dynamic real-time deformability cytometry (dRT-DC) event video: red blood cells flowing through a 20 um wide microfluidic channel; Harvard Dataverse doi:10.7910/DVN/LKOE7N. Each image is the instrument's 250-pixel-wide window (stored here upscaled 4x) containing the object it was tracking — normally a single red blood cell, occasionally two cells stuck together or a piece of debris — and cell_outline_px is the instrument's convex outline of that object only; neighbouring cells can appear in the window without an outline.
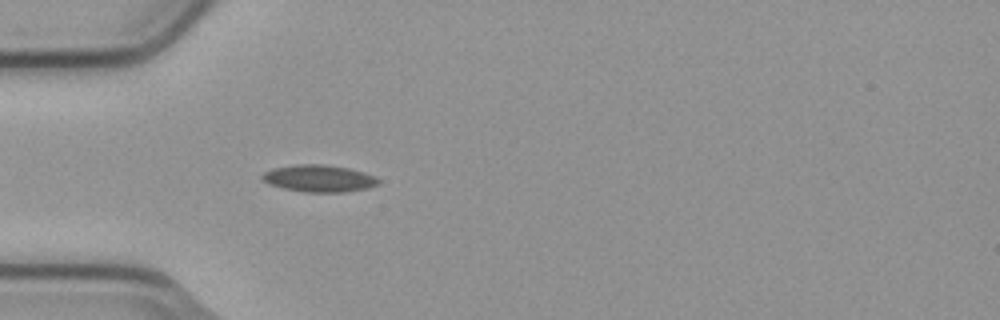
{"species": "common noctule bat (a hibernating species)", "species_latin": "Nyctalus noctula", "temperature_condition": "cold", "stored_images_in_passage": 4, "camera_frame_rate_fps": 3000, "um_per_image_px": 0.085, "animal": {"sex": "male", "body_mass_g": 23.1, "forearm_length_mm": 52.7}, "frame": {"image": 1, "passage_image": 4, "time_ms": 1.0, "image_size_px": [1000, 320], "cell_outline_px": [[380, 180], [376, 184], [368, 188], [344, 192], [304, 192], [284, 188], [268, 184], [260, 176], [264, 172], [272, 168], [296, 164], [324, 164], [348, 168], [364, 172], [376, 176]], "centroid_in_image_um": [27.1, 15.16], "position_along_channel_um": 57.9, "area_um2": 18.32}}